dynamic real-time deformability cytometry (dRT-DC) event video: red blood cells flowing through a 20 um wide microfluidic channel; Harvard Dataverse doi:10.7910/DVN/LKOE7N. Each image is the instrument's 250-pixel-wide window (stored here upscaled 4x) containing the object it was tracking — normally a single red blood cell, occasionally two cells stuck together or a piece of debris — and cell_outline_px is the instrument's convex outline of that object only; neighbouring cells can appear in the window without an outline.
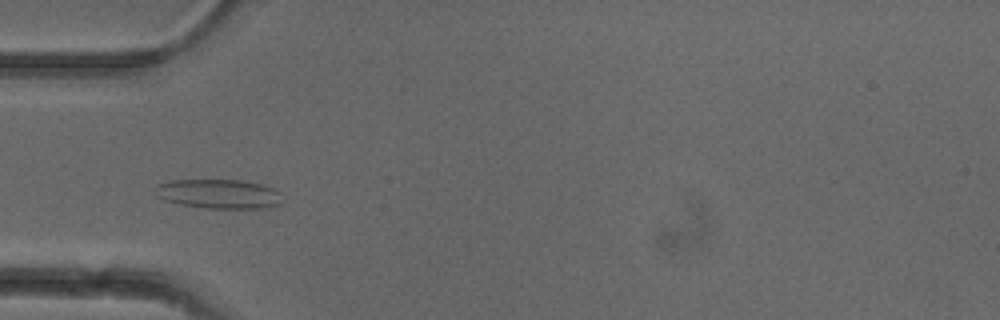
{"species": "common noctule bat (a hibernating species)", "species_latin": "Nyctalus noctula", "temperature_condition": "cold", "stored_images_in_passage": 52, "camera_frame_rate_fps": 3000, "um_per_image_px": 0.085, "animal": {"sex": "female"}, "frame": {"image": 1, "passage_image": 16, "time_ms": 5.0, "image_size_px": [1000, 320], "cell_outline_px": [[280, 204], [268, 208], [204, 208], [180, 204], [164, 200], [156, 196], [152, 188], [156, 184], [172, 180], [244, 180], [264, 184], [280, 192]], "centroid_in_image_um": [18.55, 16.47], "position_along_channel_um": 66.4, "area_um2": 22.02}}
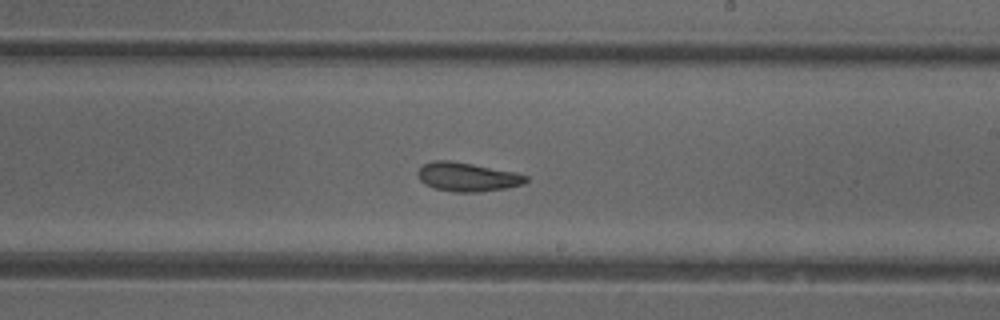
{"frame": {"image": 2, "passage_image": 30, "time_ms": 9.667, "image_size_px": [1000, 320], "cell_outline_px": [[528, 180], [524, 184], [508, 188], [476, 192], [456, 192], [436, 188], [424, 184], [420, 180], [416, 172], [424, 164], [432, 160], [448, 160], [472, 164], [516, 172], [528, 176]], "centroid_in_image_um": [39.74, 15.04], "position_along_channel_um": 249.3, "area_um2": 18.21}}
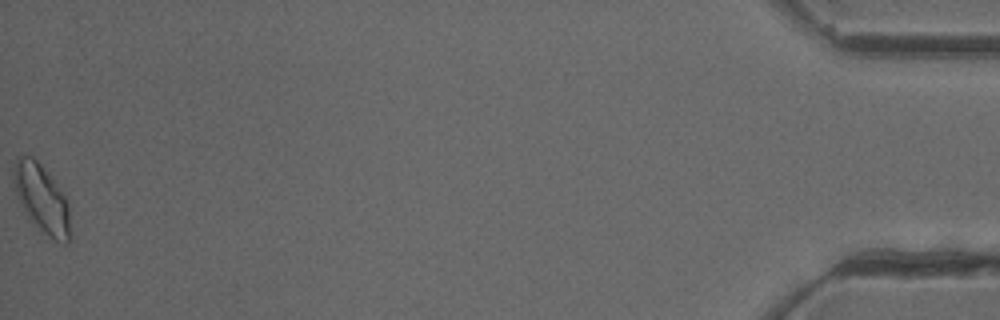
{"frame": {"image": 3, "passage_image": 52, "time_ms": 17.0, "image_size_px": [1000, 320], "cell_outline_px": [[72, 236], [68, 244], [64, 244], [40, 232], [28, 220], [24, 212], [16, 192], [12, 176], [12, 172], [16, 156], [32, 156], [40, 164], [68, 196]], "centroid_in_image_um": [3.59, 16.94], "position_along_channel_um": 431.6, "area_um2": 23.41}, "authors_computed_cell_mechanics": {"area_um2": 18.9873, "velocity_mm_per_s": 3.914, "shape_relaxation_time_tau1_ms": null, "shape_relaxation_time_tau2_ms": 2.3486, "deformation_change_tau1": null, "deformation_change_tau2": 0.0825}}